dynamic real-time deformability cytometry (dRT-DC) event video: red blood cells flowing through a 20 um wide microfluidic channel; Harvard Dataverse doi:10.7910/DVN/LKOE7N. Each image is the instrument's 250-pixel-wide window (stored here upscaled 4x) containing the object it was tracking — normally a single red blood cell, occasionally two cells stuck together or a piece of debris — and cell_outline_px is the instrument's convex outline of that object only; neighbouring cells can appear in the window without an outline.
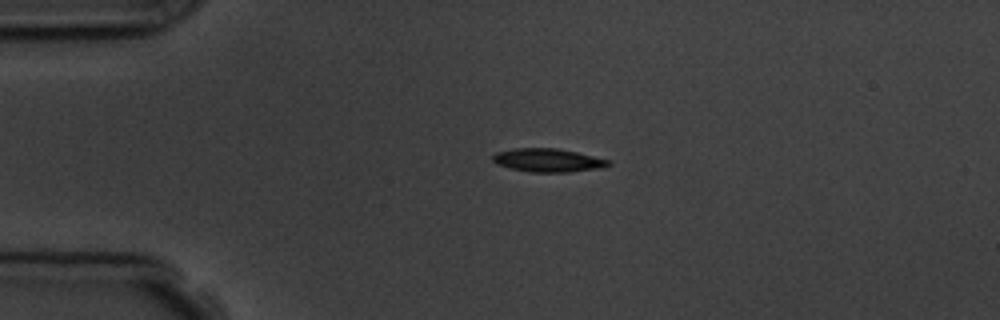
{"species": "common noctule bat (a hibernating species)", "species_latin": "Nyctalus noctula", "temperature_condition": "room temperature", "stored_images_in_passage": 4, "camera_frame_rate_fps": 3000, "um_per_image_px": 0.085, "animal": {"sex": "male", "body_mass_g": 19.5, "forearm_length_mm": 54.6}, "frame": {"image": 1, "passage_image": 3, "time_ms": 2.333, "image_size_px": [1000, 320], "cell_outline_px": [[612, 164], [604, 168], [568, 172], [528, 172], [496, 164], [492, 160], [492, 156], [496, 152], [512, 148], [556, 148], [576, 152], [608, 160]], "centroid_in_image_um": [46.56, 13.62], "position_along_channel_um": 38.4, "area_um2": 15.78}}